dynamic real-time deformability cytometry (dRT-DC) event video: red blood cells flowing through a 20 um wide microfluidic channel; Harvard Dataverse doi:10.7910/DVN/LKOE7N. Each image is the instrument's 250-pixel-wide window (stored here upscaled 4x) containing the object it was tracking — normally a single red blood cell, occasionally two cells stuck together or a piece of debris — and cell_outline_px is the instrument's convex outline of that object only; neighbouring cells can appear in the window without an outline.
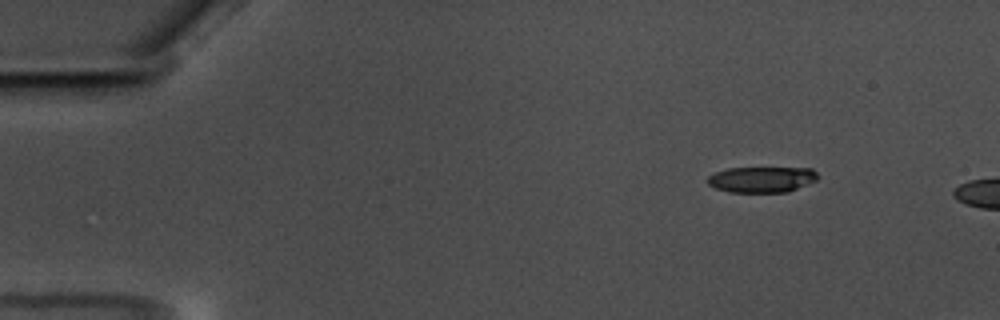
{"species": "common noctule bat (a hibernating species)", "species_latin": "Nyctalus noctula", "temperature_condition": "warm", "stored_images_in_passage": 5, "camera_frame_rate_fps": 3000, "um_per_image_px": 0.085, "animal": {"sex": "male", "body_mass_g": 17.5, "forearm_length_mm": 52.3}, "frame": {"image": 1, "passage_image": 1, "time_ms": 0.0, "image_size_px": [1000, 320], "cell_outline_px": [[820, 176], [816, 180], [788, 192], [728, 192], [716, 188], [708, 184], [708, 176], [716, 172], [728, 168], [812, 168]], "centroid_in_image_um": [64.76, 15.25], "position_along_channel_um": 20.2, "area_um2": 16.53}}